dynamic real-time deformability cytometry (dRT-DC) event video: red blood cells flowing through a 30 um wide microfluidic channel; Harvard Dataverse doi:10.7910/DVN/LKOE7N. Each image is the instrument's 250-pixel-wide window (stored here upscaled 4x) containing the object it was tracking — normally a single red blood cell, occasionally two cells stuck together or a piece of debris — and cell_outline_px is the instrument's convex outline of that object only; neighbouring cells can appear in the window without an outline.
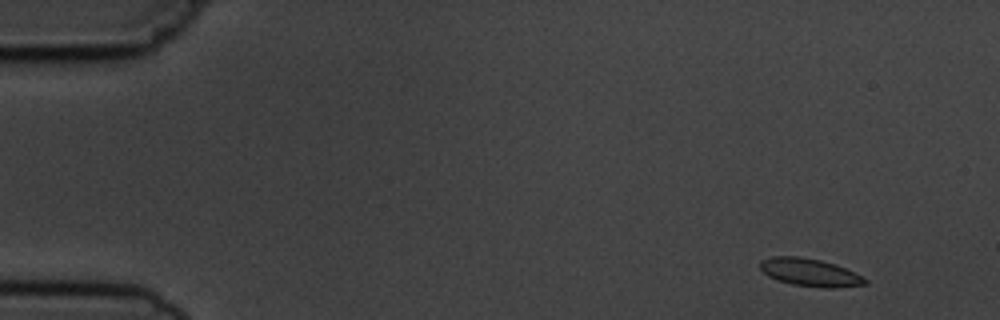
{"species": "common noctule bat (a hibernating species)", "species_latin": "Nyctalus noctula", "temperature_condition": "cold", "stored_images_in_passage": 6, "camera_frame_rate_fps": 3000, "um_per_image_px": 0.085, "animal": {"sex": "male", "body_mass_g": 19.5, "forearm_length_mm": 54.6}, "frame": {"image": 1, "passage_image": 1, "time_ms": 0.0, "image_size_px": [1000, 320], "cell_outline_px": [[868, 284], [832, 288], [828, 288], [792, 284], [768, 276], [760, 268], [760, 260], [772, 256], [800, 256], [820, 260], [836, 264], [864, 276], [868, 280]], "centroid_in_image_um": [68.88, 23.14], "position_along_channel_um": 16.1, "area_um2": 16.99}}
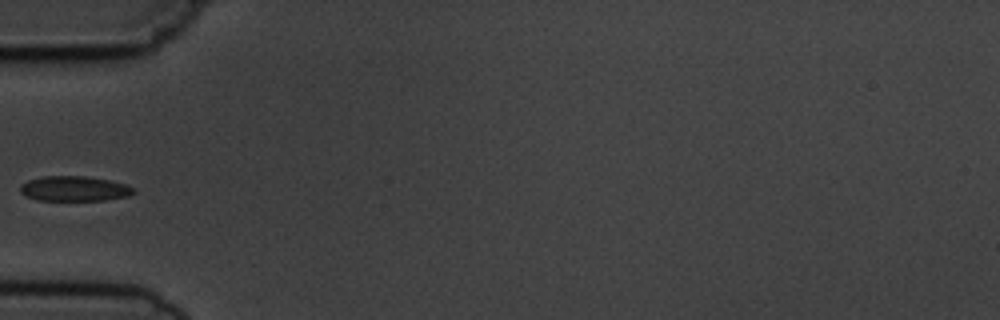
{"frame": {"image": 2, "passage_image": 5, "time_ms": 4.667, "image_size_px": [1000, 320], "cell_outline_px": [[136, 192], [128, 196], [104, 200], [36, 200], [24, 196], [20, 192], [20, 184], [28, 180], [40, 176], [84, 176], [108, 180], [124, 184], [136, 188]], "centroid_in_image_um": [6.28, 16.03], "position_along_channel_um": 78.7, "area_um2": 16.65}}
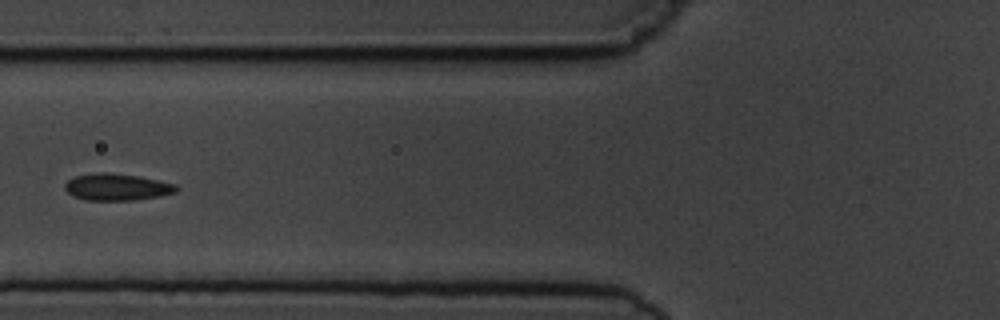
{"frame": {"image": 3, "passage_image": 6, "time_ms": 5.667, "image_size_px": [1000, 320], "cell_outline_px": [[180, 188], [176, 192], [160, 196], [136, 200], [84, 200], [72, 196], [64, 188], [64, 184], [68, 180], [76, 176], [96, 172], [108, 172], [136, 176], [176, 184]], "centroid_in_image_um": [9.92, 15.9], "position_along_channel_um": 115.9, "area_um2": 17.46}}